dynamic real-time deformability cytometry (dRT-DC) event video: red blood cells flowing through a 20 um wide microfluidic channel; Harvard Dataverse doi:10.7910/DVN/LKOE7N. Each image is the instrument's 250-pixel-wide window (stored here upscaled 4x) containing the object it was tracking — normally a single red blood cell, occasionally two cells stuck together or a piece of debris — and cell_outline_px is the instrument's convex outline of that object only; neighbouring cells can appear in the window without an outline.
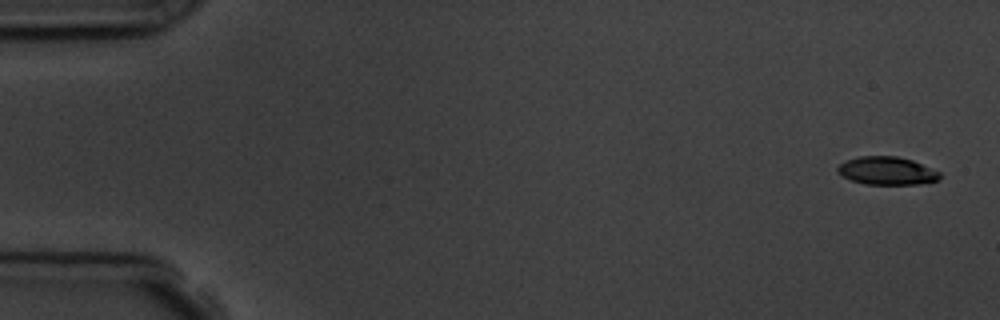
{"species": "common noctule bat (a hibernating species)", "species_latin": "Nyctalus noctula", "temperature_condition": "room temperature", "stored_images_in_passage": 6, "camera_frame_rate_fps": 3000, "um_per_image_px": 0.085, "animal": {"sex": "male", "body_mass_g": 19.5, "forearm_length_mm": 54.6}, "frame": {"image": 1, "passage_image": 1, "time_ms": 0.0, "image_size_px": [1000, 320], "cell_outline_px": [[940, 180], [920, 184], [864, 184], [852, 180], [836, 172], [836, 168], [844, 160], [856, 156], [896, 156], [912, 160], [940, 172]], "centroid_in_image_um": [75.36, 14.51], "position_along_channel_um": 9.6, "area_um2": 16.76}}